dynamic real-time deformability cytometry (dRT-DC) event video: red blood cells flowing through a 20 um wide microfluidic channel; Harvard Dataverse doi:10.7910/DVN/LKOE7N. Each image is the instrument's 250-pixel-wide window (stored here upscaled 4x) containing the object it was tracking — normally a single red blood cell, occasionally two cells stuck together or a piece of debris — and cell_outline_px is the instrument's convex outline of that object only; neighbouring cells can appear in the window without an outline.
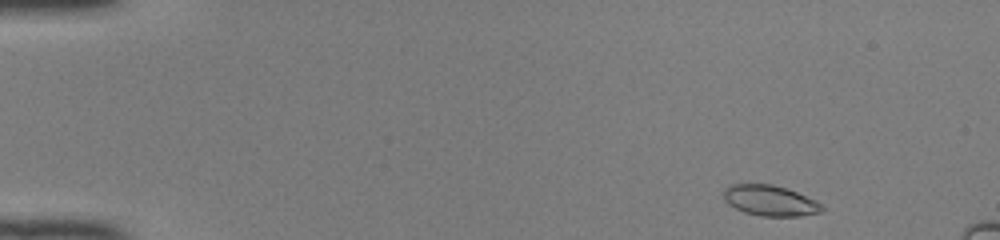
{"species": "common noctule bat (a hibernating species)", "species_latin": "Nyctalus noctula", "temperature_condition": "room temperature", "stored_images_in_passage": 11, "camera_frame_rate_fps": 3000, "um_per_image_px": 0.085, "animal": {"sex": "female", "body_mass_g": 22.0, "forearm_length_mm": 56.7}, "frame": {"image": 1, "passage_image": 1, "time_ms": 0.0, "image_size_px": [1000, 240], "cell_outline_px": [[824, 208], [820, 212], [800, 216], [760, 216], [744, 212], [728, 204], [724, 200], [724, 188], [732, 184], [772, 184], [796, 192], [816, 200], [824, 204]], "centroid_in_image_um": [65.46, 17.05], "position_along_channel_um": 19.5, "area_um2": 17.51}}